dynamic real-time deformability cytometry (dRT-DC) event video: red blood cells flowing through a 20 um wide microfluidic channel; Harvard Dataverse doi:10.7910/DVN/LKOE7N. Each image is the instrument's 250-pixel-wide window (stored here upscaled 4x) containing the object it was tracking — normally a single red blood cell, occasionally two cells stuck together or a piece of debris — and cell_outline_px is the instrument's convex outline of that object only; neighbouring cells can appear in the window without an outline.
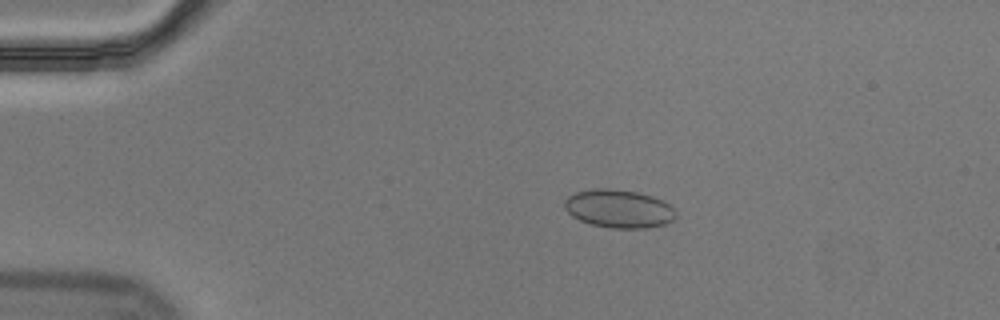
{"species": "Egyptian fruit bat (a non-hibernating species)", "species_latin": "Rousettus aegyptiacus", "temperature_condition": "cold", "stored_images_in_passage": 47, "camera_frame_rate_fps": 3000, "um_per_image_px": 0.085, "animal": {"sex": "male"}, "frame": {"image": 1, "passage_image": 2, "time_ms": 0.333, "image_size_px": [1000, 320], "cell_outline_px": [[676, 216], [672, 220], [664, 224], [644, 228], [612, 228], [592, 224], [580, 220], [572, 216], [564, 208], [564, 200], [568, 196], [576, 192], [596, 188], [612, 188], [636, 192], [652, 196], [664, 200], [676, 212]], "centroid_in_image_um": [52.58, 17.73], "position_along_channel_um": 32.4, "area_um2": 24.74}}
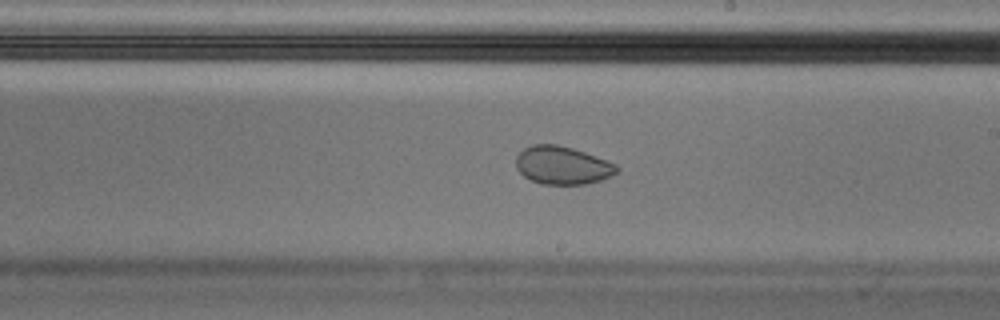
{"frame": {"image": 2, "passage_image": 24, "time_ms": 7.667, "image_size_px": [1000, 320], "cell_outline_px": [[620, 172], [600, 180], [588, 184], [540, 184], [524, 176], [516, 168], [516, 156], [524, 148], [532, 144], [556, 144], [572, 148], [584, 152], [616, 164], [620, 168]], "centroid_in_image_um": [47.81, 14.05], "position_along_channel_um": 241.2, "area_um2": 22.37}}
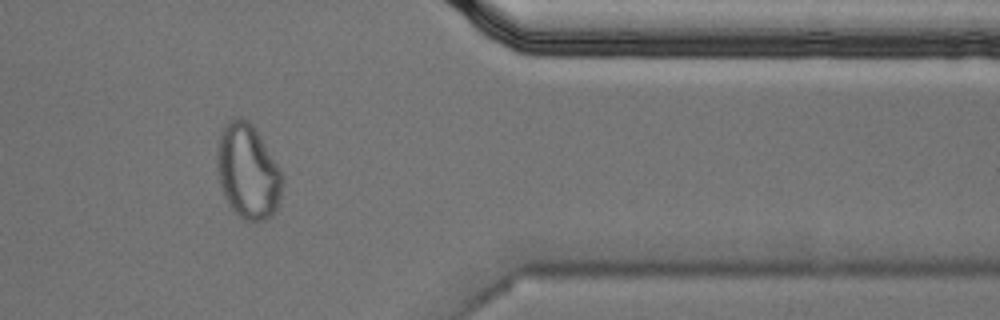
{"frame": {"image": 3, "passage_image": 38, "time_ms": 12.333, "image_size_px": [1000, 320], "cell_outline_px": [[284, 180], [280, 200], [276, 212], [272, 216], [264, 220], [244, 220], [228, 204], [216, 168], [216, 148], [220, 132], [224, 124], [228, 120], [240, 116], [248, 120], [256, 128], [280, 168], [284, 176]], "centroid_in_image_um": [21.08, 14.54], "position_along_channel_um": 390.3, "area_um2": 36.53}}